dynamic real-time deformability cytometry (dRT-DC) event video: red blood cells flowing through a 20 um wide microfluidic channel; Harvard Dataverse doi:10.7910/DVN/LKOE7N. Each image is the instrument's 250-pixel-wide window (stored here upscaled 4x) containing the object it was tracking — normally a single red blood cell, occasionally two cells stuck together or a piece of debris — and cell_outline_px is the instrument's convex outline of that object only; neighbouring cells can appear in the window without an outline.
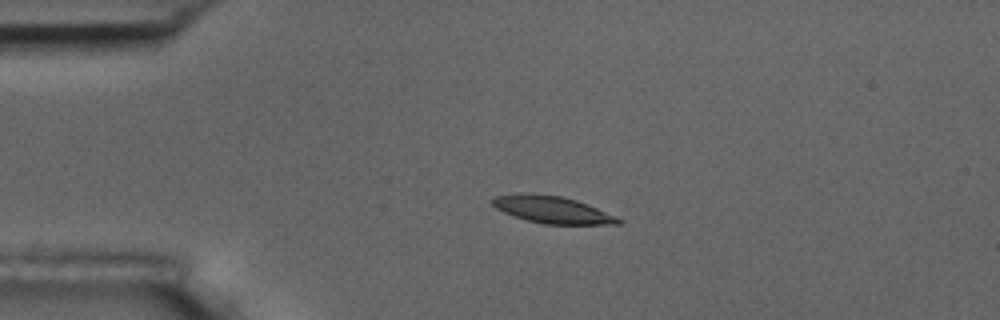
{"species": "common noctule bat (a hibernating species)", "species_latin": "Nyctalus noctula", "temperature_condition": "room temperature", "stored_images_in_passage": 6, "camera_frame_rate_fps": 3000, "um_per_image_px": 0.085, "animal": {"sex": "male", "body_mass_g": 17.5, "forearm_length_mm": 52.3}, "frame": {"image": 1, "passage_image": 4, "time_ms": 3.667, "image_size_px": [1000, 320], "cell_outline_px": [[624, 220], [620, 224], [544, 224], [528, 220], [504, 212], [496, 208], [488, 200], [496, 196], [520, 192], [532, 192], [564, 196], [588, 204], [616, 216]], "centroid_in_image_um": [46.93, 17.79], "position_along_channel_um": 38.1, "area_um2": 20.11}}
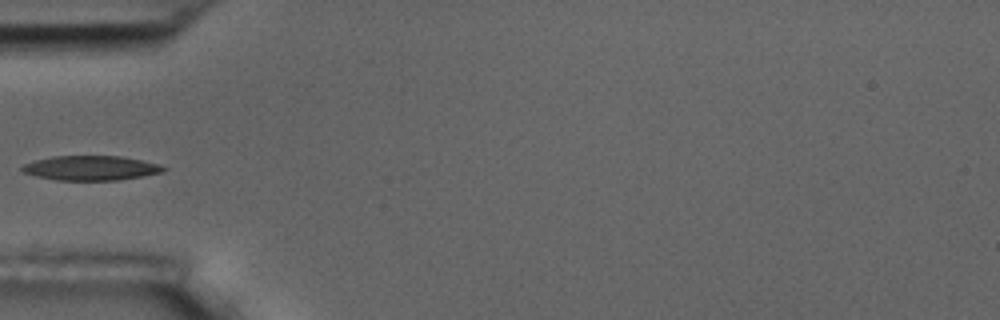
{"frame": {"image": 2, "passage_image": 5, "time_ms": 5.667, "image_size_px": [1000, 320], "cell_outline_px": [[168, 168], [164, 172], [116, 180], [56, 180], [36, 176], [24, 172], [20, 168], [24, 164], [36, 160], [52, 156], [120, 156], [160, 164]], "centroid_in_image_um": [7.73, 14.28], "position_along_channel_um": 77.3, "area_um2": 20.11}}